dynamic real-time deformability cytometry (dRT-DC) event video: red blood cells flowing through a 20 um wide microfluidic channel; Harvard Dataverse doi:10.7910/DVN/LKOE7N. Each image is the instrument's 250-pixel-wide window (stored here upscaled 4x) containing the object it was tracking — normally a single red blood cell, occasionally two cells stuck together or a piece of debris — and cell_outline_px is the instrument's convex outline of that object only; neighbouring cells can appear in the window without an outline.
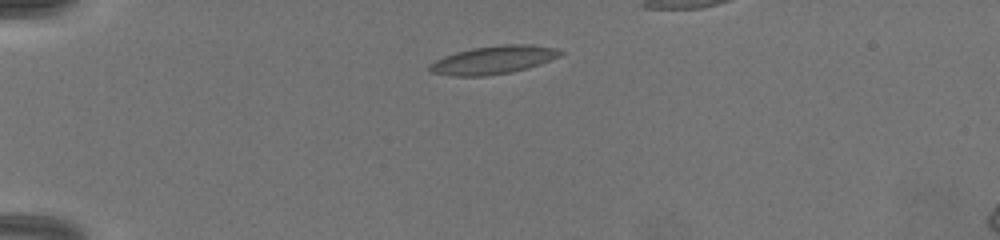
{"species": "common noctule bat (a hibernating species)", "species_latin": "Nyctalus noctula", "temperature_condition": "warm", "stored_images_in_passage": 28, "camera_frame_rate_fps": 3000, "um_per_image_px": 0.085, "animal": {"sex": "female", "body_mass_g": 19.5, "forearm_length_mm": 54.1}, "frame": {"image": 1, "passage_image": 1, "time_ms": 0.0, "image_size_px": [1000, 240], "cell_outline_px": [[564, 52], [560, 56], [540, 64], [528, 68], [512, 72], [484, 76], [452, 76], [432, 72], [428, 68], [428, 64], [444, 56], [456, 52], [472, 48], [504, 44], [528, 44], [556, 48]], "centroid_in_image_um": [41.94, 5.09], "position_along_channel_um": 43.1, "area_um2": 21.44}}
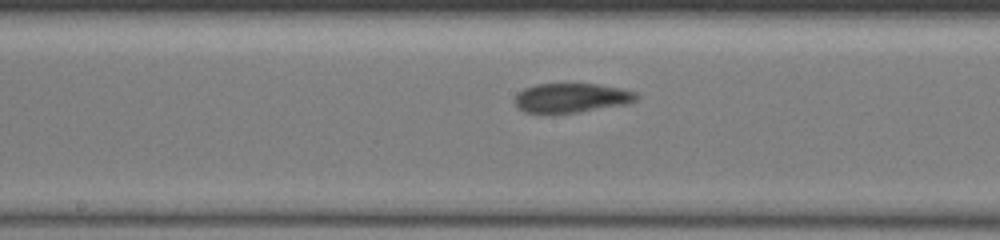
{"frame": {"image": 2, "passage_image": 13, "time_ms": 5.0, "image_size_px": [1000, 240], "cell_outline_px": [[640, 96], [636, 100], [628, 104], [576, 112], [524, 112], [516, 108], [516, 96], [524, 88], [536, 84], [600, 84], [620, 88], [636, 92]], "centroid_in_image_um": [48.61, 8.31], "position_along_channel_um": 199.6, "area_um2": 20.58}}
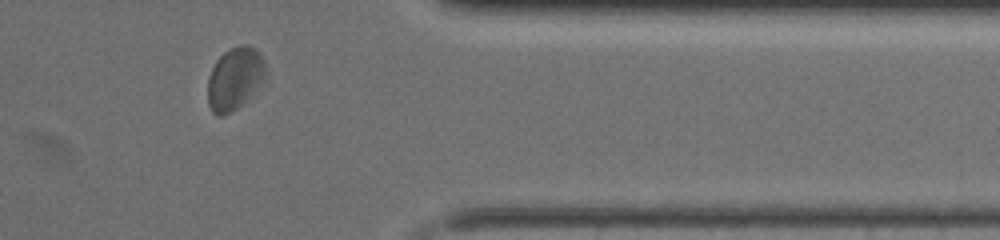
{"frame": {"image": 3, "passage_image": 24, "time_ms": 10.0, "image_size_px": [1000, 240], "cell_outline_px": [[264, 72], [244, 100], [236, 108], [224, 116], [220, 116], [212, 112], [208, 104], [208, 80], [212, 68], [216, 60], [224, 52], [240, 44], [248, 44], [260, 56], [264, 64]], "centroid_in_image_um": [19.84, 6.67], "position_along_channel_um": 391.6, "area_um2": 19.83}}